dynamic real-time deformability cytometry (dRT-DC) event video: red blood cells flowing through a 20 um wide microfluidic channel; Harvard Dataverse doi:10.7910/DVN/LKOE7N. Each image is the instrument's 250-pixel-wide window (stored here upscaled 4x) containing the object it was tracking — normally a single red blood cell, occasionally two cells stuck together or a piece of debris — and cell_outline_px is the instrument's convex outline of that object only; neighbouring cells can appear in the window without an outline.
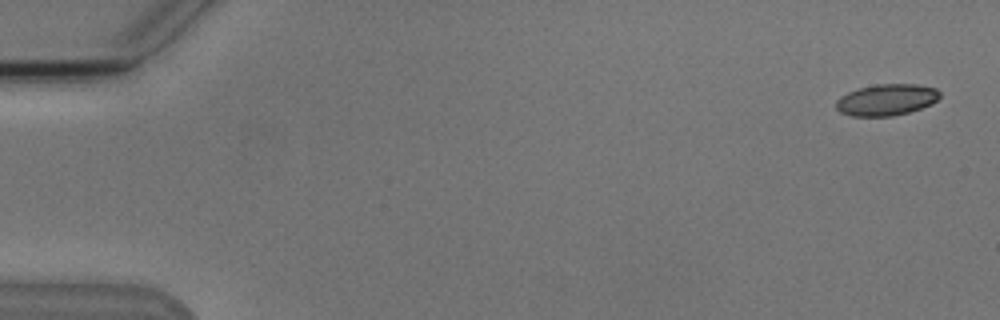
{"species": "Egyptian fruit bat (a non-hibernating species)", "species_latin": "Rousettus aegyptiacus", "temperature_condition": "cold", "stored_images_in_passage": 6, "segment_of_instrument_passage": [2, 2], "camera_frame_rate_fps": 3000, "um_per_image_px": 0.085, "animal": {"sex": "male"}, "frame": {"image": 1, "passage_image": 6, "time_ms": 6.0, "image_size_px": [1000, 320], "cell_outline_px": [[940, 96], [932, 104], [908, 112], [892, 116], [852, 116], [840, 112], [836, 108], [836, 100], [840, 96], [848, 92], [860, 88], [876, 84], [916, 84], [936, 88], [940, 92]], "centroid_in_image_um": [75.34, 8.48], "position_along_channel_um": 9.7, "area_um2": 18.96}}